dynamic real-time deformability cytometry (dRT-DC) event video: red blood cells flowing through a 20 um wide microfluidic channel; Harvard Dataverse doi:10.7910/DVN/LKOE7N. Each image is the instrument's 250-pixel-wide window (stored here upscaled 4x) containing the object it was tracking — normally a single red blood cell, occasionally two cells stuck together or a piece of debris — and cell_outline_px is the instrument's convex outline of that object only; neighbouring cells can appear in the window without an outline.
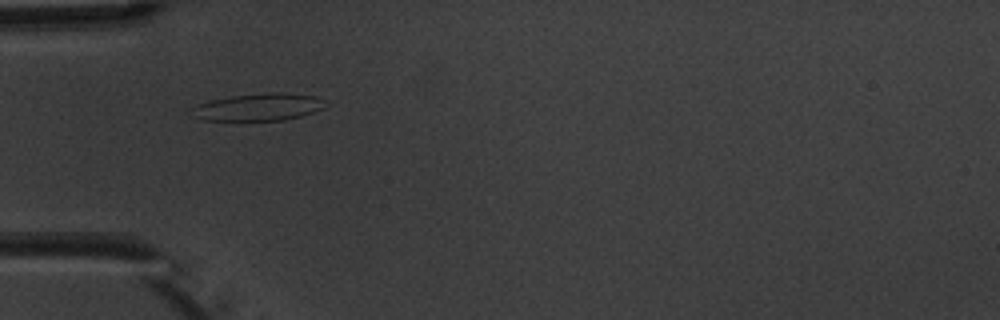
{"species": "common noctule bat (a hibernating species)", "species_latin": "Nyctalus noctula", "temperature_condition": "warm", "stored_images_in_passage": 6, "camera_frame_rate_fps": 3000, "um_per_image_px": 0.085, "animal": {"sex": "male", "body_mass_g": 20.1, "forearm_length_mm": 53.5}, "frame": {"image": 1, "passage_image": 5, "time_ms": 4.667, "image_size_px": [1000, 320], "cell_outline_px": [[324, 108], [300, 116], [284, 120], [204, 120], [188, 112], [196, 104], [212, 100], [232, 96], [268, 92], [284, 92], [316, 96], [324, 100]], "centroid_in_image_um": [21.97, 9.09], "position_along_channel_um": 63.0, "area_um2": 21.15}}